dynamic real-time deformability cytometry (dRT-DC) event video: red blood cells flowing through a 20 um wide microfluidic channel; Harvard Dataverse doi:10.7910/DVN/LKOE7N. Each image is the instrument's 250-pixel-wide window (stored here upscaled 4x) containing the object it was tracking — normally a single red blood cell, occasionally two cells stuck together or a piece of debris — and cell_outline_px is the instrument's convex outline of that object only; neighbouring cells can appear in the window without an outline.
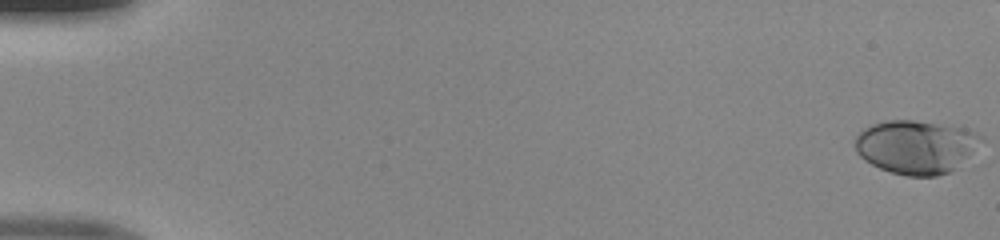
{"species": "human", "species_latin": "Homo sapiens", "temperature_condition": "room temperature", "stored_images_in_passage": 45, "camera_frame_rate_fps": 3000, "um_per_image_px": 0.085, "donor": {"sex": "male"}, "frame": {"image": 1, "passage_image": 1, "time_ms": 0.0, "image_size_px": [1000, 240], "cell_outline_px": [[968, 136], [952, 168], [948, 172], [936, 176], [908, 176], [892, 172], [880, 168], [872, 164], [860, 156], [856, 148], [856, 136], [864, 128], [872, 124], [888, 120], [912, 120], [964, 128], [968, 132]], "centroid_in_image_um": [77.48, 12.47], "position_along_channel_um": 7.5, "area_um2": 35.72}}
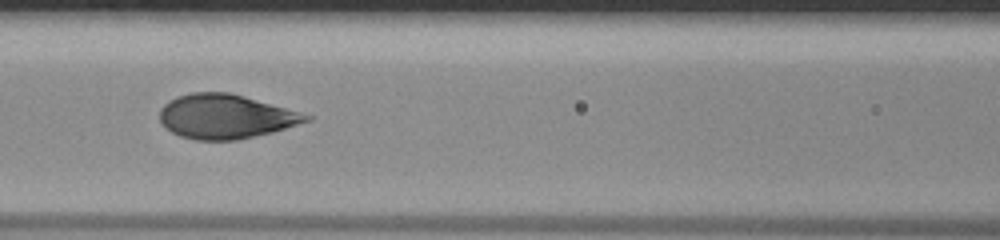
{"frame": {"image": 2, "passage_image": 24, "time_ms": 7.667, "image_size_px": [1000, 240], "cell_outline_px": [[312, 120], [272, 132], [236, 140], [196, 140], [180, 136], [172, 132], [160, 120], [160, 108], [168, 100], [176, 96], [192, 92], [228, 92], [244, 96], [312, 116]], "centroid_in_image_um": [19.14, 9.9], "position_along_channel_um": 147.5, "area_um2": 37.45}}
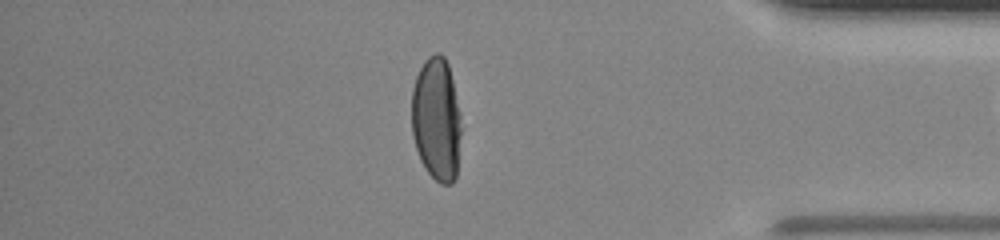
{"frame": {"image": 3, "passage_image": 44, "time_ms": 14.333, "image_size_px": [1000, 240], "cell_outline_px": [[460, 136], [456, 180], [452, 184], [440, 184], [428, 172], [420, 160], [416, 148], [412, 132], [412, 88], [416, 76], [424, 60], [428, 56], [436, 52], [440, 52], [444, 56], [448, 64], [460, 112]], "centroid_in_image_um": [37.09, 10.13], "position_along_channel_um": 398.1, "area_um2": 35.78}}